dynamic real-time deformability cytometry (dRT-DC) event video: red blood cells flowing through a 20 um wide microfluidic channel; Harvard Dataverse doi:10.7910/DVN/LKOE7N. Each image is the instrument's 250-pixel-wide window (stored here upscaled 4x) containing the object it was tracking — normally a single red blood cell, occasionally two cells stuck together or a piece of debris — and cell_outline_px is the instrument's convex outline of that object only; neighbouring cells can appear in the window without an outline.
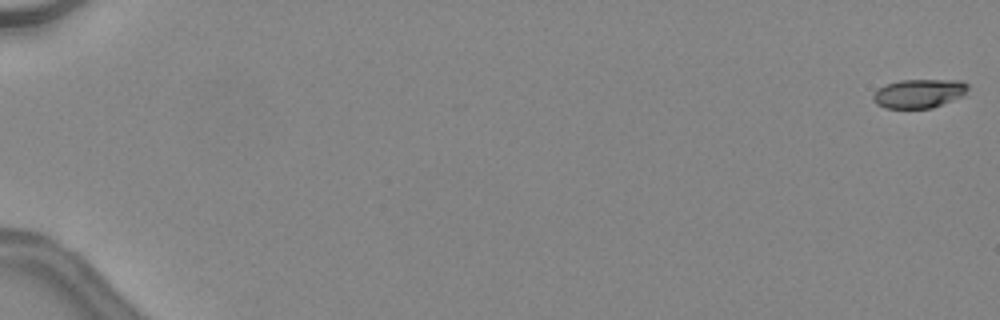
{"species": "common noctule bat (a hibernating species)", "species_latin": "Nyctalus noctula", "temperature_condition": "warm", "stored_images_in_passage": 48, "camera_frame_rate_fps": 3000, "um_per_image_px": 0.085, "animal": {"sex": "female", "body_mass_g": 24.6, "forearm_length_mm": 56.2}, "frame": {"image": 1, "passage_image": 1, "time_ms": 0.0, "image_size_px": [1000, 320], "cell_outline_px": [[968, 88], [964, 96], [932, 108], [884, 108], [876, 104], [872, 100], [872, 96], [880, 88], [888, 84], [900, 80], [960, 80], [968, 84]], "centroid_in_image_um": [78.14, 7.95], "position_along_channel_um": 6.9, "area_um2": 15.95}}
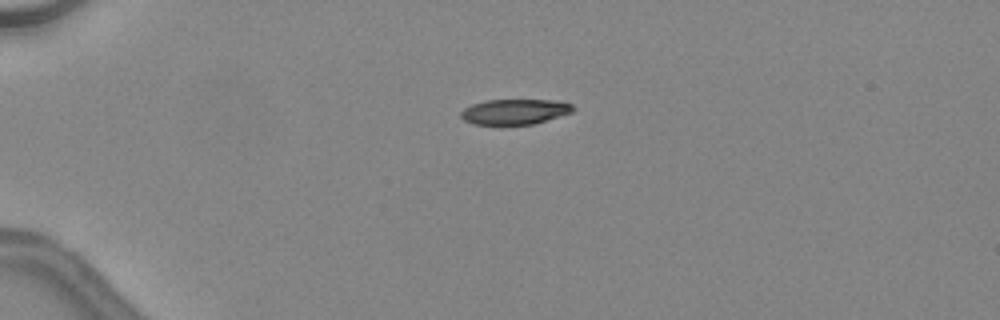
{"frame": {"image": 2, "passage_image": 14, "time_ms": 4.333, "image_size_px": [1000, 320], "cell_outline_px": [[576, 108], [572, 112], [532, 124], [472, 124], [464, 120], [460, 116], [460, 112], [464, 108], [472, 104], [484, 100], [556, 100], [572, 104]], "centroid_in_image_um": [43.73, 9.48], "position_along_channel_um": 41.3, "area_um2": 16.47}}
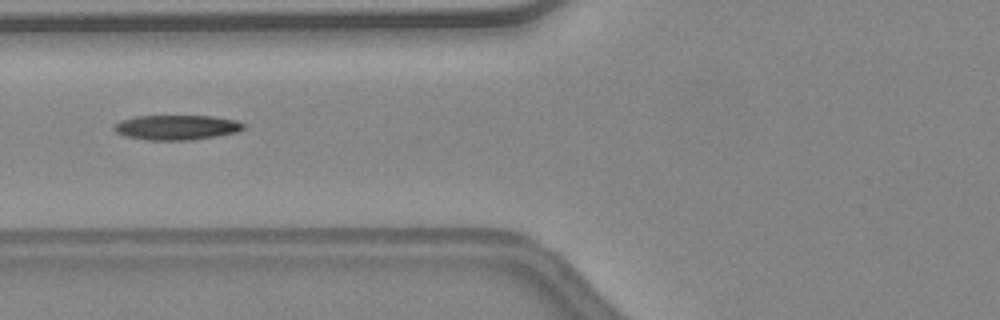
{"frame": {"image": 3, "passage_image": 22, "time_ms": 7.0, "image_size_px": [1000, 320], "cell_outline_px": [[248, 128], [236, 132], [216, 136], [192, 140], [148, 140], [124, 136], [116, 132], [112, 128], [120, 120], [136, 116], [212, 116], [236, 120], [248, 124]], "centroid_in_image_um": [15.06, 10.83], "position_along_channel_um": 110.7, "area_um2": 18.96}, "authors_computed_cell_mechanics": {"area_um2": 18.3226, "velocity_mm_per_s": 4.5426, "shape_relaxation_time_tau1_ms": 7.2828, "shape_relaxation_time_tau2_ms": 6.7981, "deformation_change_tau1": 0.219, "deformation_change_tau2": 0.1779}}